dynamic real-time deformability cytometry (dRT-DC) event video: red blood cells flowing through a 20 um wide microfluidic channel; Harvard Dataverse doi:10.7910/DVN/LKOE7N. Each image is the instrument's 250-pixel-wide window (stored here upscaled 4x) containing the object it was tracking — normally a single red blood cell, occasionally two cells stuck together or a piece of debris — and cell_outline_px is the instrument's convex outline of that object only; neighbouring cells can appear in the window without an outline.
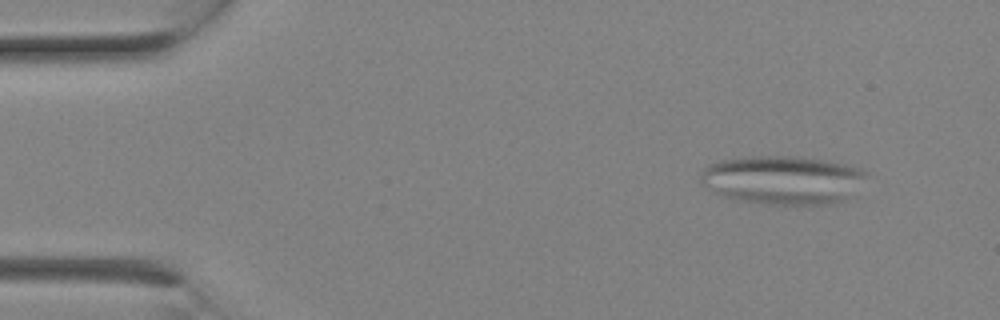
{"species": "Egyptian fruit bat (a non-hibernating species)", "species_latin": "Rousettus aegyptiacus", "temperature_condition": "room temperature", "stored_images_in_passage": 2, "camera_frame_rate_fps": 3000, "um_per_image_px": 0.085, "animal": {"sex": "female"}, "frame": {"image": 1, "passage_image": 2, "time_ms": 0.333, "image_size_px": [1000, 320], "cell_outline_px": [[868, 172], [848, 196], [844, 200], [836, 204], [772, 204], [736, 200], [724, 196], [700, 184], [700, 176], [704, 168], [708, 164], [720, 160], [752, 156], [800, 156], [844, 164], [860, 168]], "centroid_in_image_um": [66.47, 15.28], "position_along_channel_um": 18.5, "area_um2": 46.64}}